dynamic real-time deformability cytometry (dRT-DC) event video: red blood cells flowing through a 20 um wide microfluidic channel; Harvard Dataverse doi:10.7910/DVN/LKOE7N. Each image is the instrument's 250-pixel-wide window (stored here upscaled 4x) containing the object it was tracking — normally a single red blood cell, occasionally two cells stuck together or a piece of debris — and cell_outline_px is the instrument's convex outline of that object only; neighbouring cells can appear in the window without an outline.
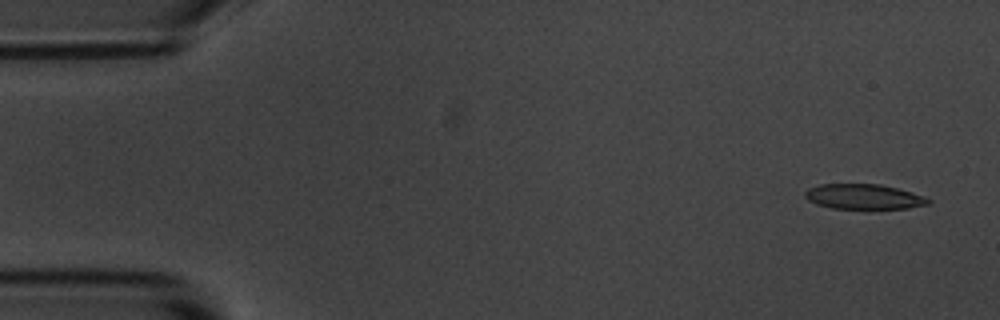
{"species": "common noctule bat (a hibernating species)", "species_latin": "Nyctalus noctula", "temperature_condition": "room temperature", "stored_images_in_passage": 8, "camera_frame_rate_fps": 3000, "um_per_image_px": 0.085, "animal": {"sex": "male", "body_mass_g": 20.1, "forearm_length_mm": 53.5}, "frame": {"image": 1, "passage_image": 1, "time_ms": 0.0, "image_size_px": [1000, 320], "cell_outline_px": [[932, 200], [928, 204], [908, 208], [832, 208], [816, 204], [808, 200], [804, 196], [804, 192], [808, 188], [820, 184], [880, 184], [912, 192], [924, 196]], "centroid_in_image_um": [73.4, 16.71], "position_along_channel_um": 11.6, "area_um2": 17.92}}
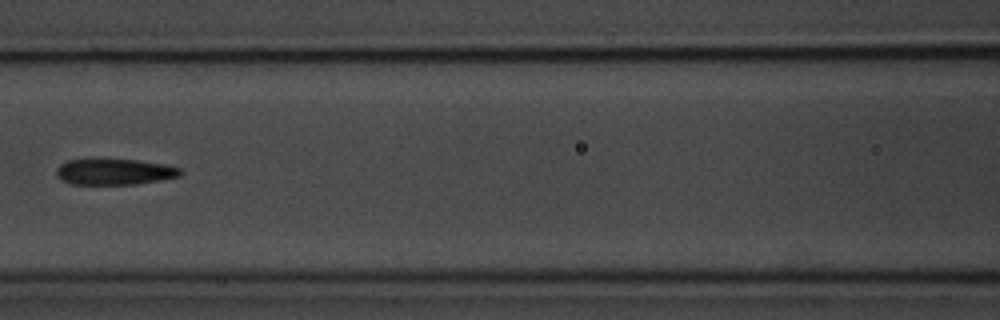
{"frame": {"image": 2, "passage_image": 7, "time_ms": 7.0, "image_size_px": [1000, 320], "cell_outline_px": [[184, 172], [180, 176], [160, 180], [136, 184], [72, 184], [60, 180], [56, 176], [56, 168], [60, 164], [68, 160], [136, 160], [164, 164], [180, 168]], "centroid_in_image_um": [9.73, 14.61], "position_along_channel_um": 156.9, "area_um2": 18.67}}
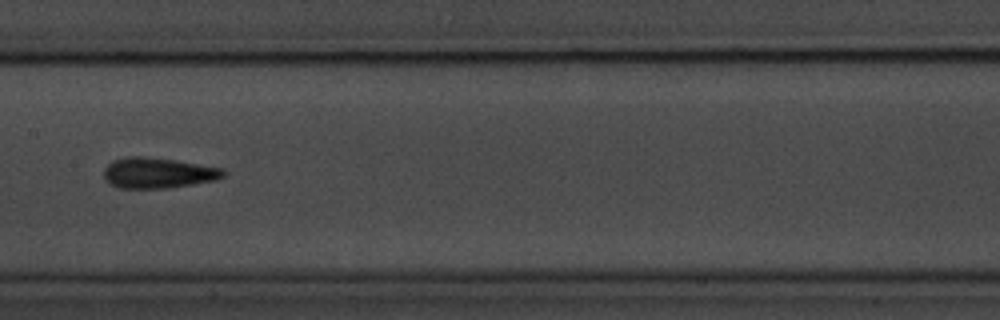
{"frame": {"image": 3, "passage_image": 8, "time_ms": 8.0, "image_size_px": [1000, 320], "cell_outline_px": [[228, 172], [224, 176], [216, 180], [168, 188], [120, 188], [104, 180], [104, 168], [112, 160], [128, 156], [144, 156], [176, 160], [224, 168]], "centroid_in_image_um": [13.45, 14.69], "position_along_channel_um": 194.0, "area_um2": 21.5}}